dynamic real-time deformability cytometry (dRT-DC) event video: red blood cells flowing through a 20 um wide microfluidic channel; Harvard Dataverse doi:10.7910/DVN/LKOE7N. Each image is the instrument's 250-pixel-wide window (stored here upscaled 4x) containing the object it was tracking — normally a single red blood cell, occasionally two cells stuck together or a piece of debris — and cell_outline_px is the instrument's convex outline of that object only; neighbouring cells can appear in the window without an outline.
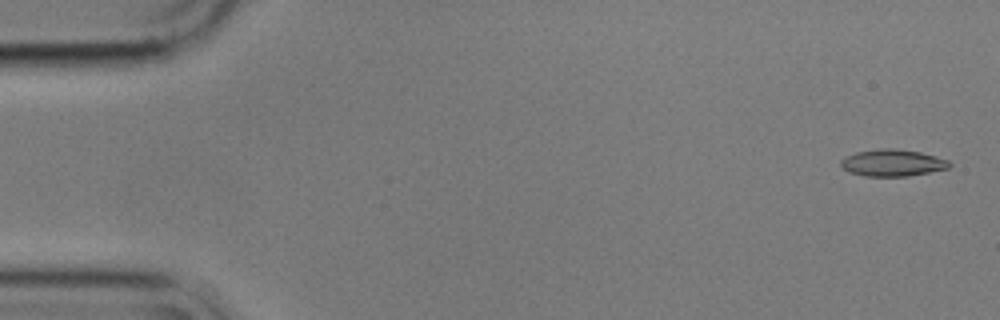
{"species": "common noctule bat (a hibernating species)", "species_latin": "Nyctalus noctula", "temperature_condition": "cold", "stored_images_in_passage": 8, "camera_frame_rate_fps": 3000, "um_per_image_px": 0.085, "animal": {"sex": "male", "body_mass_g": 17.9}, "frame": {"image": 1, "passage_image": 2, "time_ms": 0.333, "image_size_px": [1000, 320], "cell_outline_px": [[952, 164], [948, 168], [908, 176], [864, 176], [848, 172], [840, 164], [840, 160], [844, 156], [856, 152], [880, 148], [896, 148], [920, 152], [936, 156], [948, 160]], "centroid_in_image_um": [75.83, 13.83], "position_along_channel_um": 9.2, "area_um2": 17.05}}